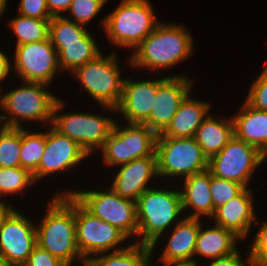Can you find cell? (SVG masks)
I'll return each instance as SVG.
<instances>
[{"instance_id": "cell-1", "label": "cell", "mask_w": 267, "mask_h": 266, "mask_svg": "<svg viewBox=\"0 0 267 266\" xmlns=\"http://www.w3.org/2000/svg\"><path fill=\"white\" fill-rule=\"evenodd\" d=\"M192 34L184 23L161 19L156 28L129 53L125 59L127 60L126 65L136 73L142 74L146 71L149 76L157 73L165 75L164 72H166V76H190L191 74L188 72L167 73L172 71L175 66L193 59L192 56L196 53L197 47ZM135 69L139 71L137 72Z\"/></svg>"}, {"instance_id": "cell-2", "label": "cell", "mask_w": 267, "mask_h": 266, "mask_svg": "<svg viewBox=\"0 0 267 266\" xmlns=\"http://www.w3.org/2000/svg\"><path fill=\"white\" fill-rule=\"evenodd\" d=\"M44 203L46 212L40 207L43 216L35 217L37 245L67 266H84L76 242L75 198L71 194L51 195Z\"/></svg>"}, {"instance_id": "cell-3", "label": "cell", "mask_w": 267, "mask_h": 266, "mask_svg": "<svg viewBox=\"0 0 267 266\" xmlns=\"http://www.w3.org/2000/svg\"><path fill=\"white\" fill-rule=\"evenodd\" d=\"M13 80L16 85L0 88V125L15 128H25L31 123L36 128L51 125L53 109L60 97L54 92V86Z\"/></svg>"}, {"instance_id": "cell-4", "label": "cell", "mask_w": 267, "mask_h": 266, "mask_svg": "<svg viewBox=\"0 0 267 266\" xmlns=\"http://www.w3.org/2000/svg\"><path fill=\"white\" fill-rule=\"evenodd\" d=\"M114 7L97 24L112 51L125 49L129 55L161 20L151 0H120Z\"/></svg>"}, {"instance_id": "cell-5", "label": "cell", "mask_w": 267, "mask_h": 266, "mask_svg": "<svg viewBox=\"0 0 267 266\" xmlns=\"http://www.w3.org/2000/svg\"><path fill=\"white\" fill-rule=\"evenodd\" d=\"M60 96L53 109L51 126L62 135L75 141L91 158L104 146L118 118L112 106L99 105L98 111H69L66 98ZM67 104V105H66ZM65 107H67L65 112ZM102 109V110H101ZM97 112V113H96ZM106 112V113H105ZM110 113V114H109ZM113 114V115H112ZM115 115V116H114ZM114 116V117H112Z\"/></svg>"}, {"instance_id": "cell-6", "label": "cell", "mask_w": 267, "mask_h": 266, "mask_svg": "<svg viewBox=\"0 0 267 266\" xmlns=\"http://www.w3.org/2000/svg\"><path fill=\"white\" fill-rule=\"evenodd\" d=\"M162 184L147 189L136 201L138 244L151 246L184 217L177 184Z\"/></svg>"}, {"instance_id": "cell-7", "label": "cell", "mask_w": 267, "mask_h": 266, "mask_svg": "<svg viewBox=\"0 0 267 266\" xmlns=\"http://www.w3.org/2000/svg\"><path fill=\"white\" fill-rule=\"evenodd\" d=\"M98 187L86 189L79 186L61 187L51 195L71 194L93 216L117 227L132 242L137 243L138 223L136 217V202L126 199L115 193L106 183ZM102 185V187L100 186ZM75 188V189H74ZM82 188V189H80ZM89 189V190H88Z\"/></svg>"}, {"instance_id": "cell-8", "label": "cell", "mask_w": 267, "mask_h": 266, "mask_svg": "<svg viewBox=\"0 0 267 266\" xmlns=\"http://www.w3.org/2000/svg\"><path fill=\"white\" fill-rule=\"evenodd\" d=\"M118 54V51L117 53L110 51L107 54L104 50V53L102 52L94 60L78 67L70 74V77L75 80L73 83H79L76 85L80 86L81 89L78 88V90L81 95H86L85 99L92 101V106L116 107L119 104L126 75H123L122 72L125 70L121 68L124 67L121 64L125 63L121 62L122 58Z\"/></svg>"}, {"instance_id": "cell-9", "label": "cell", "mask_w": 267, "mask_h": 266, "mask_svg": "<svg viewBox=\"0 0 267 266\" xmlns=\"http://www.w3.org/2000/svg\"><path fill=\"white\" fill-rule=\"evenodd\" d=\"M155 153L161 183L182 179L208 169V158L193 137H156ZM165 180V181H164Z\"/></svg>"}, {"instance_id": "cell-10", "label": "cell", "mask_w": 267, "mask_h": 266, "mask_svg": "<svg viewBox=\"0 0 267 266\" xmlns=\"http://www.w3.org/2000/svg\"><path fill=\"white\" fill-rule=\"evenodd\" d=\"M156 137L157 134L144 124L116 120L104 146L92 159H100L102 166L111 171L134 159L151 156L155 152Z\"/></svg>"}, {"instance_id": "cell-11", "label": "cell", "mask_w": 267, "mask_h": 266, "mask_svg": "<svg viewBox=\"0 0 267 266\" xmlns=\"http://www.w3.org/2000/svg\"><path fill=\"white\" fill-rule=\"evenodd\" d=\"M265 162L267 157L256 147L234 135L220 152L209 159L208 170L217 178L252 188L256 170Z\"/></svg>"}, {"instance_id": "cell-12", "label": "cell", "mask_w": 267, "mask_h": 266, "mask_svg": "<svg viewBox=\"0 0 267 266\" xmlns=\"http://www.w3.org/2000/svg\"><path fill=\"white\" fill-rule=\"evenodd\" d=\"M13 47L12 72L15 80L55 86L56 79L64 77L61 75L57 50L49 38Z\"/></svg>"}, {"instance_id": "cell-13", "label": "cell", "mask_w": 267, "mask_h": 266, "mask_svg": "<svg viewBox=\"0 0 267 266\" xmlns=\"http://www.w3.org/2000/svg\"><path fill=\"white\" fill-rule=\"evenodd\" d=\"M92 158L72 139L62 135L51 125L46 126V145L38 168L32 173L33 179L38 187L44 185L58 176L66 177L71 171H76L78 167L84 166L86 161ZM83 162V163H82ZM80 165V166H79ZM52 180H51V178ZM44 181V182H43Z\"/></svg>"}, {"instance_id": "cell-14", "label": "cell", "mask_w": 267, "mask_h": 266, "mask_svg": "<svg viewBox=\"0 0 267 266\" xmlns=\"http://www.w3.org/2000/svg\"><path fill=\"white\" fill-rule=\"evenodd\" d=\"M76 242L81 256L87 258L118 251L132 243L117 227L93 216L75 199Z\"/></svg>"}, {"instance_id": "cell-15", "label": "cell", "mask_w": 267, "mask_h": 266, "mask_svg": "<svg viewBox=\"0 0 267 266\" xmlns=\"http://www.w3.org/2000/svg\"><path fill=\"white\" fill-rule=\"evenodd\" d=\"M21 209L15 207L0 228V266H23L37 245L35 216Z\"/></svg>"}, {"instance_id": "cell-16", "label": "cell", "mask_w": 267, "mask_h": 266, "mask_svg": "<svg viewBox=\"0 0 267 266\" xmlns=\"http://www.w3.org/2000/svg\"><path fill=\"white\" fill-rule=\"evenodd\" d=\"M200 225L201 219L184 216L167 233L161 235L150 246L152 266H168L178 262L194 261V251ZM160 244H162V248Z\"/></svg>"}, {"instance_id": "cell-17", "label": "cell", "mask_w": 267, "mask_h": 266, "mask_svg": "<svg viewBox=\"0 0 267 266\" xmlns=\"http://www.w3.org/2000/svg\"><path fill=\"white\" fill-rule=\"evenodd\" d=\"M127 75L124 80L120 102L115 107L116 117L120 118L118 119L119 121L125 123L142 124L150 116L158 86L168 76L153 74V77L150 79L144 73L142 75L143 79L138 77V75L135 77L137 79H134L133 76Z\"/></svg>"}, {"instance_id": "cell-18", "label": "cell", "mask_w": 267, "mask_h": 266, "mask_svg": "<svg viewBox=\"0 0 267 266\" xmlns=\"http://www.w3.org/2000/svg\"><path fill=\"white\" fill-rule=\"evenodd\" d=\"M112 170L106 171L109 172L107 176L112 173V177L106 178L110 181L109 184L106 180L105 183L121 197L135 202L147 189L160 183L155 152L151 156L134 159Z\"/></svg>"}, {"instance_id": "cell-19", "label": "cell", "mask_w": 267, "mask_h": 266, "mask_svg": "<svg viewBox=\"0 0 267 266\" xmlns=\"http://www.w3.org/2000/svg\"><path fill=\"white\" fill-rule=\"evenodd\" d=\"M195 76H168L158 86L150 116L142 124L157 135L161 134L169 125L181 102L194 91L193 87L199 79Z\"/></svg>"}, {"instance_id": "cell-20", "label": "cell", "mask_w": 267, "mask_h": 266, "mask_svg": "<svg viewBox=\"0 0 267 266\" xmlns=\"http://www.w3.org/2000/svg\"><path fill=\"white\" fill-rule=\"evenodd\" d=\"M256 190L244 188L236 197L218 207L210 221L232 231L244 243L255 229L253 225L257 218ZM257 204V205H256Z\"/></svg>"}, {"instance_id": "cell-21", "label": "cell", "mask_w": 267, "mask_h": 266, "mask_svg": "<svg viewBox=\"0 0 267 266\" xmlns=\"http://www.w3.org/2000/svg\"><path fill=\"white\" fill-rule=\"evenodd\" d=\"M241 242L243 243L232 231L224 229L212 221L210 222V220L201 219L194 251V261L204 263L230 255L239 246H243Z\"/></svg>"}, {"instance_id": "cell-22", "label": "cell", "mask_w": 267, "mask_h": 266, "mask_svg": "<svg viewBox=\"0 0 267 266\" xmlns=\"http://www.w3.org/2000/svg\"><path fill=\"white\" fill-rule=\"evenodd\" d=\"M210 182L211 172L208 169L178 182L185 217L202 220L212 218L213 200Z\"/></svg>"}, {"instance_id": "cell-23", "label": "cell", "mask_w": 267, "mask_h": 266, "mask_svg": "<svg viewBox=\"0 0 267 266\" xmlns=\"http://www.w3.org/2000/svg\"><path fill=\"white\" fill-rule=\"evenodd\" d=\"M192 93L194 94L191 91L181 102L167 128L157 137H193L201 123L213 111L211 110L213 108V100H203L197 96L195 98Z\"/></svg>"}, {"instance_id": "cell-24", "label": "cell", "mask_w": 267, "mask_h": 266, "mask_svg": "<svg viewBox=\"0 0 267 266\" xmlns=\"http://www.w3.org/2000/svg\"><path fill=\"white\" fill-rule=\"evenodd\" d=\"M232 115L234 135L267 157V111L251 107L244 99Z\"/></svg>"}, {"instance_id": "cell-25", "label": "cell", "mask_w": 267, "mask_h": 266, "mask_svg": "<svg viewBox=\"0 0 267 266\" xmlns=\"http://www.w3.org/2000/svg\"><path fill=\"white\" fill-rule=\"evenodd\" d=\"M231 116V117H230ZM213 112L201 123L193 135L208 160L220 152L234 136L232 115Z\"/></svg>"}, {"instance_id": "cell-26", "label": "cell", "mask_w": 267, "mask_h": 266, "mask_svg": "<svg viewBox=\"0 0 267 266\" xmlns=\"http://www.w3.org/2000/svg\"><path fill=\"white\" fill-rule=\"evenodd\" d=\"M94 32H90L83 42L63 43V48H55L58 53V63L62 73L69 75L78 67L94 60L102 51L103 45L97 41Z\"/></svg>"}, {"instance_id": "cell-27", "label": "cell", "mask_w": 267, "mask_h": 266, "mask_svg": "<svg viewBox=\"0 0 267 266\" xmlns=\"http://www.w3.org/2000/svg\"><path fill=\"white\" fill-rule=\"evenodd\" d=\"M151 255L150 246L132 242L122 250L91 256L84 266H152Z\"/></svg>"}, {"instance_id": "cell-28", "label": "cell", "mask_w": 267, "mask_h": 266, "mask_svg": "<svg viewBox=\"0 0 267 266\" xmlns=\"http://www.w3.org/2000/svg\"><path fill=\"white\" fill-rule=\"evenodd\" d=\"M9 19H6L8 22L6 26L10 29H8L11 31L10 34L13 35L12 38L15 43L12 42V44L14 46L44 41L49 38L50 20L31 18L21 14H15Z\"/></svg>"}, {"instance_id": "cell-29", "label": "cell", "mask_w": 267, "mask_h": 266, "mask_svg": "<svg viewBox=\"0 0 267 266\" xmlns=\"http://www.w3.org/2000/svg\"><path fill=\"white\" fill-rule=\"evenodd\" d=\"M33 128H21L20 166L31 174L38 168L46 145V127Z\"/></svg>"}, {"instance_id": "cell-30", "label": "cell", "mask_w": 267, "mask_h": 266, "mask_svg": "<svg viewBox=\"0 0 267 266\" xmlns=\"http://www.w3.org/2000/svg\"><path fill=\"white\" fill-rule=\"evenodd\" d=\"M36 185L32 174L21 166L0 168V195L7 203L17 207L18 205L14 204L10 198L20 197L21 193L24 197L27 192H30L29 190L33 191Z\"/></svg>"}, {"instance_id": "cell-31", "label": "cell", "mask_w": 267, "mask_h": 266, "mask_svg": "<svg viewBox=\"0 0 267 266\" xmlns=\"http://www.w3.org/2000/svg\"><path fill=\"white\" fill-rule=\"evenodd\" d=\"M91 30L64 16H56L49 23V39L55 48H63V43L83 42Z\"/></svg>"}, {"instance_id": "cell-32", "label": "cell", "mask_w": 267, "mask_h": 266, "mask_svg": "<svg viewBox=\"0 0 267 266\" xmlns=\"http://www.w3.org/2000/svg\"><path fill=\"white\" fill-rule=\"evenodd\" d=\"M21 128L0 125V168L20 167Z\"/></svg>"}, {"instance_id": "cell-33", "label": "cell", "mask_w": 267, "mask_h": 266, "mask_svg": "<svg viewBox=\"0 0 267 266\" xmlns=\"http://www.w3.org/2000/svg\"><path fill=\"white\" fill-rule=\"evenodd\" d=\"M109 0H73L70 8L64 15L69 20L83 25L87 28L91 27L88 24L101 13L106 7Z\"/></svg>"}, {"instance_id": "cell-34", "label": "cell", "mask_w": 267, "mask_h": 266, "mask_svg": "<svg viewBox=\"0 0 267 266\" xmlns=\"http://www.w3.org/2000/svg\"><path fill=\"white\" fill-rule=\"evenodd\" d=\"M259 218V214H257L253 226L256 228L257 225L256 233L253 232L250 234L249 238H252V240H247L249 242L245 245L247 246L253 266H267V218H262V220Z\"/></svg>"}, {"instance_id": "cell-35", "label": "cell", "mask_w": 267, "mask_h": 266, "mask_svg": "<svg viewBox=\"0 0 267 266\" xmlns=\"http://www.w3.org/2000/svg\"><path fill=\"white\" fill-rule=\"evenodd\" d=\"M244 187L234 181L220 179L211 174L210 192L213 200V215L215 210L236 197Z\"/></svg>"}, {"instance_id": "cell-36", "label": "cell", "mask_w": 267, "mask_h": 266, "mask_svg": "<svg viewBox=\"0 0 267 266\" xmlns=\"http://www.w3.org/2000/svg\"><path fill=\"white\" fill-rule=\"evenodd\" d=\"M264 64L260 74L257 73L253 81L249 82L248 92L243 99L255 109L267 111V62Z\"/></svg>"}, {"instance_id": "cell-37", "label": "cell", "mask_w": 267, "mask_h": 266, "mask_svg": "<svg viewBox=\"0 0 267 266\" xmlns=\"http://www.w3.org/2000/svg\"><path fill=\"white\" fill-rule=\"evenodd\" d=\"M18 4L17 14L43 20L53 18L48 11L46 0H19Z\"/></svg>"}, {"instance_id": "cell-38", "label": "cell", "mask_w": 267, "mask_h": 266, "mask_svg": "<svg viewBox=\"0 0 267 266\" xmlns=\"http://www.w3.org/2000/svg\"><path fill=\"white\" fill-rule=\"evenodd\" d=\"M245 247L246 245L244 244L243 247H239L234 253L206 261L202 263V266H253L248 250ZM243 249L246 250L243 252Z\"/></svg>"}, {"instance_id": "cell-39", "label": "cell", "mask_w": 267, "mask_h": 266, "mask_svg": "<svg viewBox=\"0 0 267 266\" xmlns=\"http://www.w3.org/2000/svg\"><path fill=\"white\" fill-rule=\"evenodd\" d=\"M23 266H67L59 258L36 245Z\"/></svg>"}, {"instance_id": "cell-40", "label": "cell", "mask_w": 267, "mask_h": 266, "mask_svg": "<svg viewBox=\"0 0 267 266\" xmlns=\"http://www.w3.org/2000/svg\"><path fill=\"white\" fill-rule=\"evenodd\" d=\"M2 48L3 47L1 46L0 48V88L5 86L6 83L8 84V82H11L10 80L14 79L12 76L13 75L12 58H11L12 55L8 54L10 52L9 51L10 49L6 51L5 49H2Z\"/></svg>"}, {"instance_id": "cell-41", "label": "cell", "mask_w": 267, "mask_h": 266, "mask_svg": "<svg viewBox=\"0 0 267 266\" xmlns=\"http://www.w3.org/2000/svg\"><path fill=\"white\" fill-rule=\"evenodd\" d=\"M73 0H46L48 11L52 17L64 16Z\"/></svg>"}, {"instance_id": "cell-42", "label": "cell", "mask_w": 267, "mask_h": 266, "mask_svg": "<svg viewBox=\"0 0 267 266\" xmlns=\"http://www.w3.org/2000/svg\"><path fill=\"white\" fill-rule=\"evenodd\" d=\"M15 207H0V228L6 216L14 209Z\"/></svg>"}, {"instance_id": "cell-43", "label": "cell", "mask_w": 267, "mask_h": 266, "mask_svg": "<svg viewBox=\"0 0 267 266\" xmlns=\"http://www.w3.org/2000/svg\"><path fill=\"white\" fill-rule=\"evenodd\" d=\"M8 6L9 0H0V19H2L4 15H6L5 13L8 10Z\"/></svg>"}, {"instance_id": "cell-44", "label": "cell", "mask_w": 267, "mask_h": 266, "mask_svg": "<svg viewBox=\"0 0 267 266\" xmlns=\"http://www.w3.org/2000/svg\"><path fill=\"white\" fill-rule=\"evenodd\" d=\"M168 266H202V263L200 264L199 262H196V261L178 262V263L170 264Z\"/></svg>"}, {"instance_id": "cell-45", "label": "cell", "mask_w": 267, "mask_h": 266, "mask_svg": "<svg viewBox=\"0 0 267 266\" xmlns=\"http://www.w3.org/2000/svg\"><path fill=\"white\" fill-rule=\"evenodd\" d=\"M0 207H16L13 204L7 203L3 197L0 195Z\"/></svg>"}]
</instances>
